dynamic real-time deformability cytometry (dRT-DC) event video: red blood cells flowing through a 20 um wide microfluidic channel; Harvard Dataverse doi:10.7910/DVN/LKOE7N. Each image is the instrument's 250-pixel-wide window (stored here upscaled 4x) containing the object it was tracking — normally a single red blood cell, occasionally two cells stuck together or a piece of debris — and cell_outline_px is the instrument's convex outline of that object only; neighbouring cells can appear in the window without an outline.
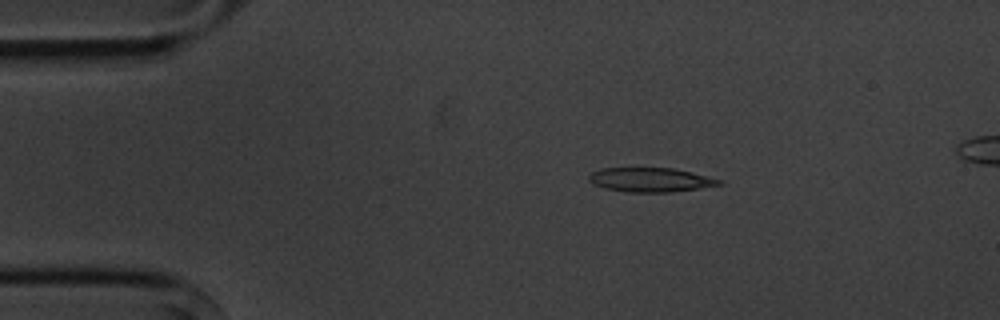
{"species": "common noctule bat (a hibernating species)", "species_latin": "Nyctalus noctula", "temperature_condition": "cold", "stored_images_in_passage": 8, "camera_frame_rate_fps": 3000, "um_per_image_px": 0.085, "animal": {"sex": "male", "body_mass_g": 20.1, "forearm_length_mm": 53.5}, "frame": {"image": 1, "passage_image": 2, "time_ms": 1.333, "image_size_px": [1000, 320], "cell_outline_px": [[724, 184], [668, 192], [628, 192], [604, 188], [596, 184], [588, 176], [592, 172], [600, 168], [672, 168], [692, 172], [720, 180]], "centroid_in_image_um": [55.28, 15.27], "position_along_channel_um": 29.7, "area_um2": 17.98}}
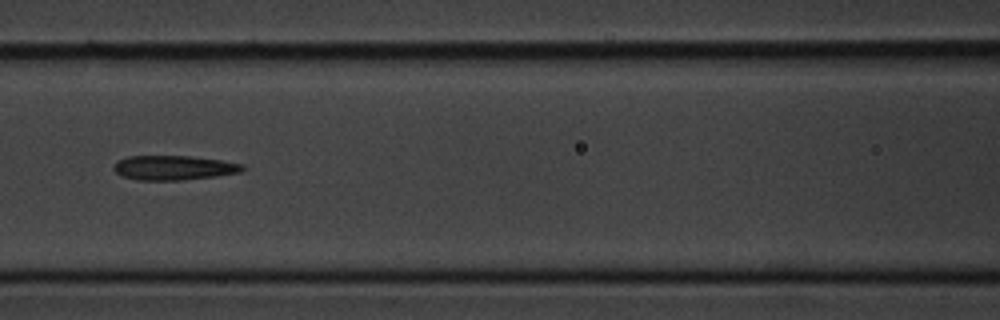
{"frame": {"image": 2, "passage_image": 6, "time_ms": 6.0, "image_size_px": [1000, 320], "cell_outline_px": [[244, 168], [240, 172], [216, 176], [180, 180], [140, 180], [124, 176], [116, 172], [112, 168], [116, 160], [128, 156], [192, 156], [220, 160], [244, 164]], "centroid_in_image_um": [14.75, 14.25], "position_along_channel_um": 151.8, "area_um2": 18.32}}
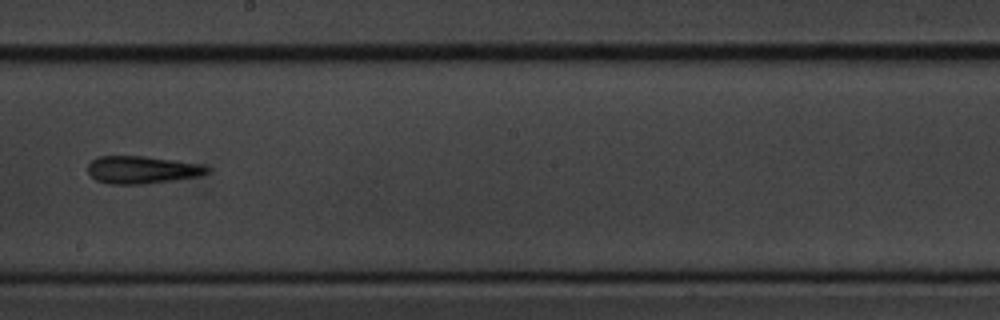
{"frame": {"image": 3, "passage_image": 8, "time_ms": 8.333, "image_size_px": [1000, 320], "cell_outline_px": [[208, 172], [196, 176], [172, 180], [144, 184], [108, 184], [96, 180], [88, 172], [88, 164], [92, 160], [100, 156], [144, 156], [204, 164], [208, 168]], "centroid_in_image_um": [12.04, 14.43], "position_along_channel_um": 236.2, "area_um2": 19.02}}